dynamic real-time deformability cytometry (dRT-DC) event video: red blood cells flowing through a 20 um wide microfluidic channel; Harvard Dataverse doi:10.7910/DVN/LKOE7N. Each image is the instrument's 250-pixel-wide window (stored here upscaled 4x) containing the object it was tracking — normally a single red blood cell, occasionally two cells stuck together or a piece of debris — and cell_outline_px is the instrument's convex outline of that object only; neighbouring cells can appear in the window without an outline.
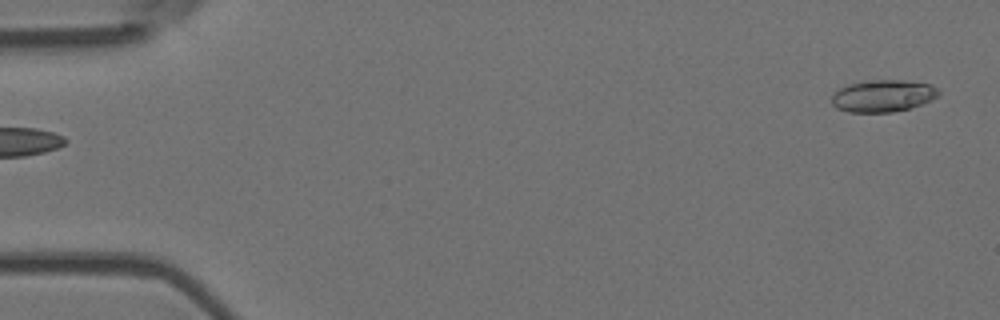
{"species": "Egyptian fruit bat (a non-hibernating species)", "species_latin": "Rousettus aegyptiacus", "temperature_condition": "room temperature", "stored_images_in_passage": 4, "camera_frame_rate_fps": 3000, "um_per_image_px": 0.085, "animal": {"sex": "female"}, "frame": {"image": 1, "passage_image": 1, "time_ms": 0.0, "image_size_px": [1000, 320], "cell_outline_px": [[940, 96], [932, 100], [908, 108], [892, 112], [848, 112], [836, 108], [832, 104], [832, 96], [840, 88], [848, 84], [864, 80], [904, 80], [932, 84], [940, 92]], "centroid_in_image_um": [75.06, 8.14], "position_along_channel_um": 9.9, "area_um2": 20.06}}
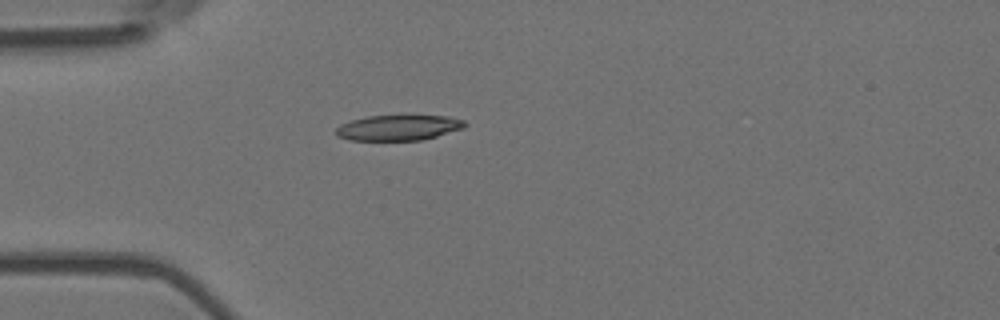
{"frame": {"image": 2, "passage_image": 4, "time_ms": 1.0, "image_size_px": [1000, 320], "cell_outline_px": [[468, 124], [464, 128], [424, 140], [348, 140], [336, 136], [336, 128], [340, 124], [352, 120], [368, 116], [404, 112], [448, 116], [464, 120]], "centroid_in_image_um": [33.92, 10.8], "position_along_channel_um": 51.1, "area_um2": 20.29}}